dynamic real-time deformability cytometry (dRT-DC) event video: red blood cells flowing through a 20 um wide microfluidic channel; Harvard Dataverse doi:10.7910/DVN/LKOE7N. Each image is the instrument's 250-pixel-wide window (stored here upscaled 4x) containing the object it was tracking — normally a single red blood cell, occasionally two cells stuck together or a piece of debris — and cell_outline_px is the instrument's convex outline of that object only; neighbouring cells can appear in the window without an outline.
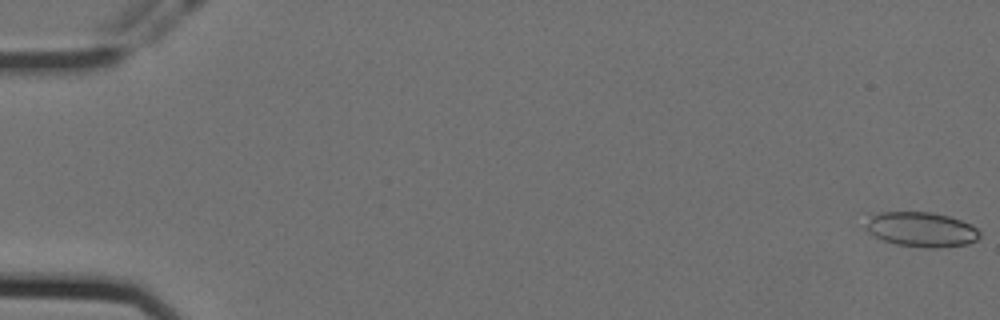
{"species": "Egyptian fruit bat (a non-hibernating species)", "species_latin": "Rousettus aegyptiacus", "temperature_condition": "cold", "stored_images_in_passage": 25, "camera_frame_rate_fps": 3000, "um_per_image_px": 0.085, "animal": {"sex": "female"}, "frame": {"image": 1, "passage_image": 1, "time_ms": 0.0, "image_size_px": [1000, 320], "cell_outline_px": [[980, 236], [976, 240], [968, 244], [936, 248], [928, 248], [896, 244], [884, 240], [868, 232], [864, 228], [872, 216], [880, 212], [932, 212], [948, 216], [972, 224], [980, 232]], "centroid_in_image_um": [78.35, 19.51], "position_along_channel_um": 6.6, "area_um2": 22.95}}
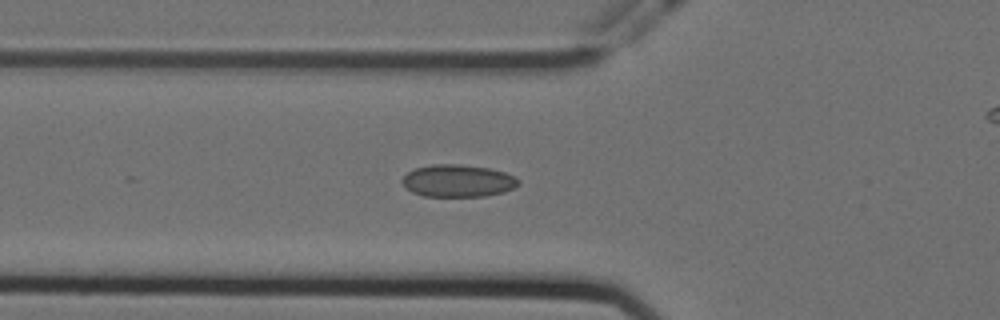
{"frame": {"image": 2, "passage_image": 21, "time_ms": 6.667, "image_size_px": [1000, 320], "cell_outline_px": [[520, 184], [504, 192], [484, 196], [424, 196], [412, 192], [400, 180], [408, 172], [416, 168], [432, 164], [460, 164], [488, 168], [504, 172], [516, 176], [520, 180]], "centroid_in_image_um": [38.94, 15.36], "position_along_channel_um": 86.9, "area_um2": 21.85}}
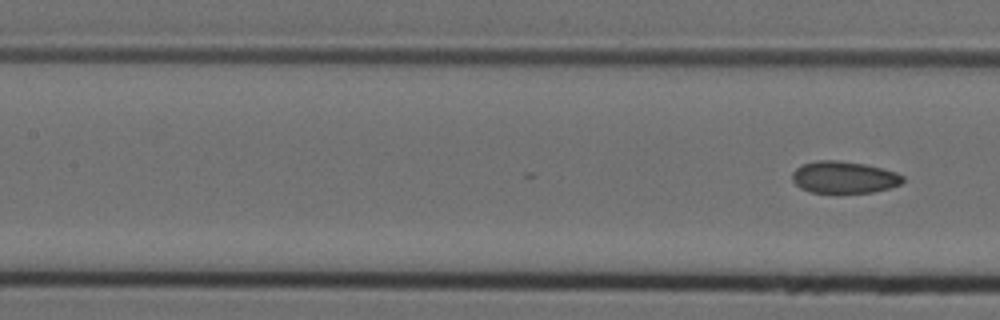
{"frame": {"image": 3, "passage_image": 25, "time_ms": 8.0, "image_size_px": [1000, 320], "cell_outline_px": [[904, 180], [900, 184], [888, 188], [872, 192], [808, 192], [800, 188], [792, 180], [792, 172], [796, 168], [804, 164], [816, 160], [840, 160], [864, 164], [896, 172], [904, 176]], "centroid_in_image_um": [71.71, 15.06], "position_along_channel_um": 135.7, "area_um2": 20.46}}